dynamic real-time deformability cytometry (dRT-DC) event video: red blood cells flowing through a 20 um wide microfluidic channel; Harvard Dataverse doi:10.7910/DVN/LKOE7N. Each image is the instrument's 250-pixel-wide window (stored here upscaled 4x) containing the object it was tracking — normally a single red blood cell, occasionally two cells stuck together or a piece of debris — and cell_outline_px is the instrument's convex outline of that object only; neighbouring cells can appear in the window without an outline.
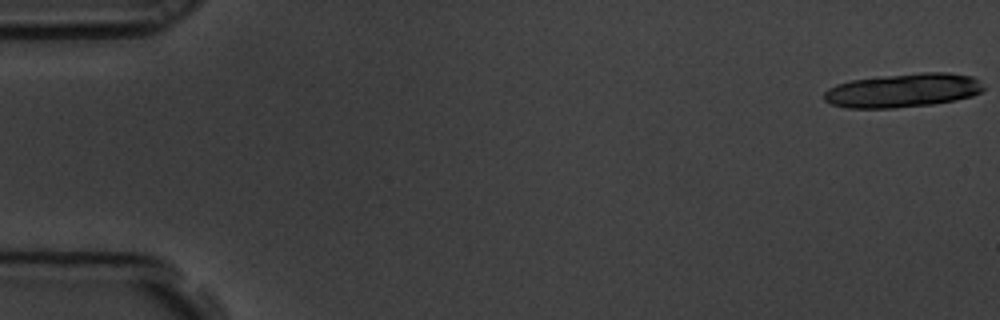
{"species": "common noctule bat (a hibernating species)", "species_latin": "Nyctalus noctula", "temperature_condition": "room temperature", "stored_images_in_passage": 21, "camera_frame_rate_fps": 3000, "um_per_image_px": 0.085, "animal": {"sex": "male", "body_mass_g": 19.5, "forearm_length_mm": 54.6}, "frame": {"image": 1, "passage_image": 1, "time_ms": 0.0, "image_size_px": [1000, 320], "cell_outline_px": [[984, 88], [980, 92], [972, 96], [956, 100], [932, 104], [896, 108], [844, 108], [832, 104], [824, 100], [824, 92], [828, 88], [836, 84], [852, 80], [876, 76], [920, 72], [948, 72], [972, 76]], "centroid_in_image_um": [76.71, 7.68], "position_along_channel_um": 8.3, "area_um2": 31.67}}